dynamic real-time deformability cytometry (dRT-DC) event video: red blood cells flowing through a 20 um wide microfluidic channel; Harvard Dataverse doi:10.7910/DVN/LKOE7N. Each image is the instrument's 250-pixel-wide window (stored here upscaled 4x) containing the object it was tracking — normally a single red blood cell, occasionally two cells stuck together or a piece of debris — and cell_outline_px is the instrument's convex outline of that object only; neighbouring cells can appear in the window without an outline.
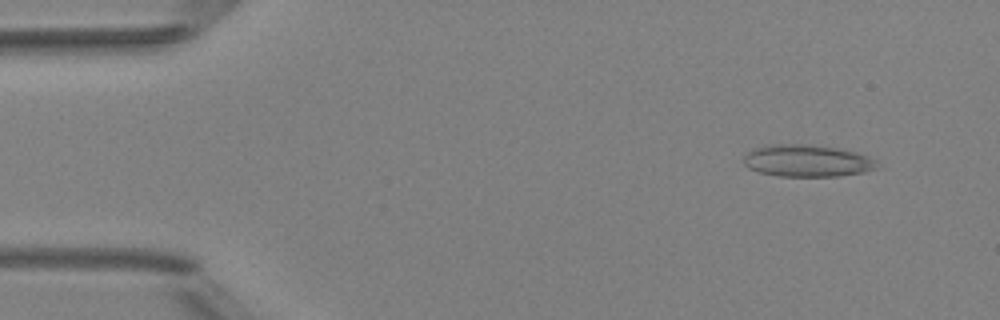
{"species": "Egyptian fruit bat (a non-hibernating species)", "species_latin": "Rousettus aegyptiacus", "temperature_condition": "room temperature", "stored_images_in_passage": 4, "camera_frame_rate_fps": 3000, "um_per_image_px": 0.085, "animal": {"sex": "female"}, "frame": {"image": 1, "passage_image": 1, "time_ms": 0.0, "image_size_px": [1000, 320], "cell_outline_px": [[876, 168], [864, 172], [840, 176], [780, 176], [760, 172], [748, 168], [744, 164], [744, 156], [748, 152], [764, 144], [808, 144], [840, 148], [856, 152], [868, 156], [876, 160]], "centroid_in_image_um": [68.6, 13.65], "position_along_channel_um": 16.4, "area_um2": 24.97}}